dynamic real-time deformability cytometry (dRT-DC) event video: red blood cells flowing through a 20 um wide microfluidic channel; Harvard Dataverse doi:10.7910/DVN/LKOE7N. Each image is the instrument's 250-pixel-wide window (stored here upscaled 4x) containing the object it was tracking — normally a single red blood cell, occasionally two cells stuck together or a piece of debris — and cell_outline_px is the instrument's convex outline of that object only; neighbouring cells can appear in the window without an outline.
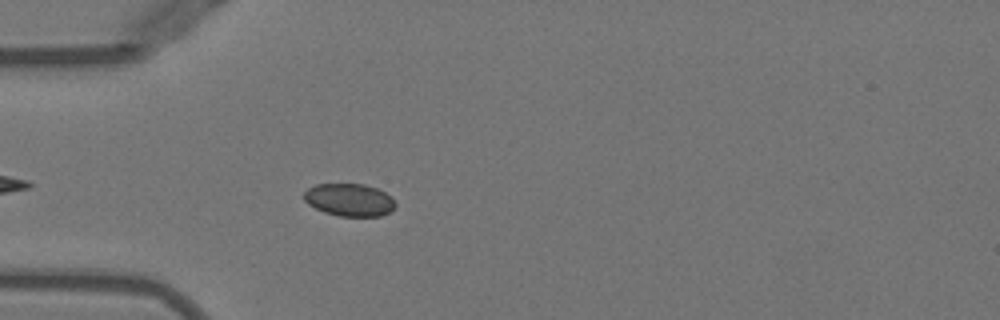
{"species": "Egyptian fruit bat (a non-hibernating species)", "species_latin": "Rousettus aegyptiacus", "temperature_condition": "warm", "stored_images_in_passage": 41, "camera_frame_rate_fps": 3000, "um_per_image_px": 0.085, "animal": {"sex": "female"}, "frame": {"image": 1, "passage_image": 5, "time_ms": 1.333, "image_size_px": [1000, 320], "cell_outline_px": [[396, 208], [392, 212], [380, 216], [340, 216], [324, 212], [308, 204], [304, 200], [304, 192], [308, 188], [316, 184], [364, 184], [376, 188], [392, 196], [396, 204]], "centroid_in_image_um": [29.73, 16.99], "position_along_channel_um": 55.3, "area_um2": 17.51}}
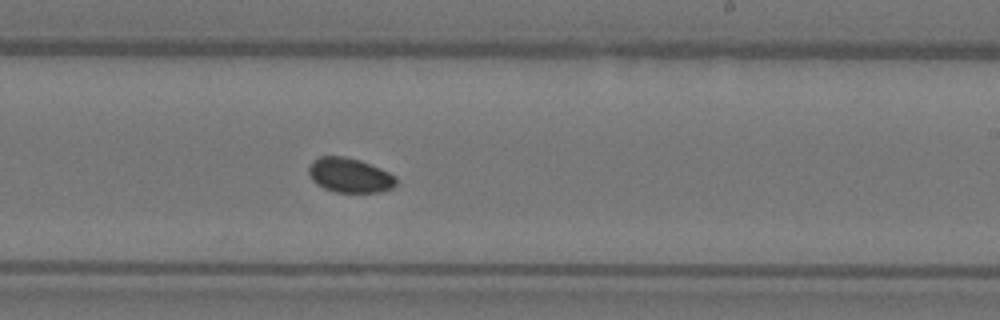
{"frame": {"image": 2, "passage_image": 21, "time_ms": 6.667, "image_size_px": [1000, 320], "cell_outline_px": [[396, 184], [392, 188], [380, 192], [336, 192], [324, 188], [316, 184], [312, 180], [308, 172], [308, 168], [312, 160], [320, 156], [344, 156], [360, 160], [380, 168], [396, 176]], "centroid_in_image_um": [29.71, 14.89], "position_along_channel_um": 259.3, "area_um2": 17.69}}
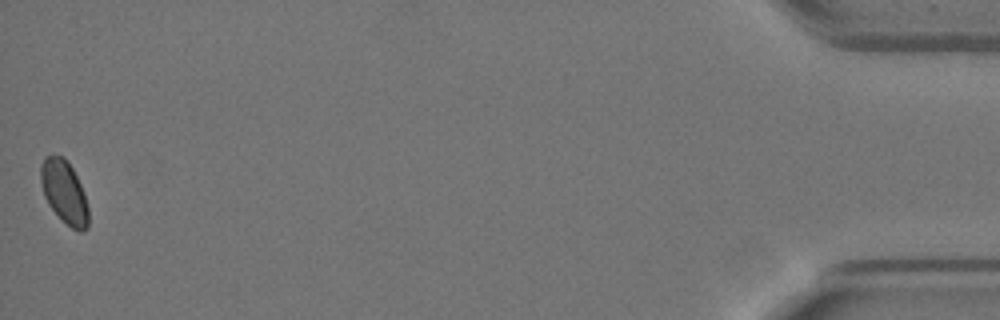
{"frame": {"image": 3, "passage_image": 41, "time_ms": 13.333, "image_size_px": [1000, 320], "cell_outline_px": [[88, 228], [84, 232], [80, 232], [72, 228], [48, 204], [44, 196], [40, 180], [40, 164], [44, 156], [64, 156], [72, 168], [84, 192], [88, 208]], "centroid_in_image_um": [5.46, 16.31], "position_along_channel_um": 429.7, "area_um2": 17.4}}